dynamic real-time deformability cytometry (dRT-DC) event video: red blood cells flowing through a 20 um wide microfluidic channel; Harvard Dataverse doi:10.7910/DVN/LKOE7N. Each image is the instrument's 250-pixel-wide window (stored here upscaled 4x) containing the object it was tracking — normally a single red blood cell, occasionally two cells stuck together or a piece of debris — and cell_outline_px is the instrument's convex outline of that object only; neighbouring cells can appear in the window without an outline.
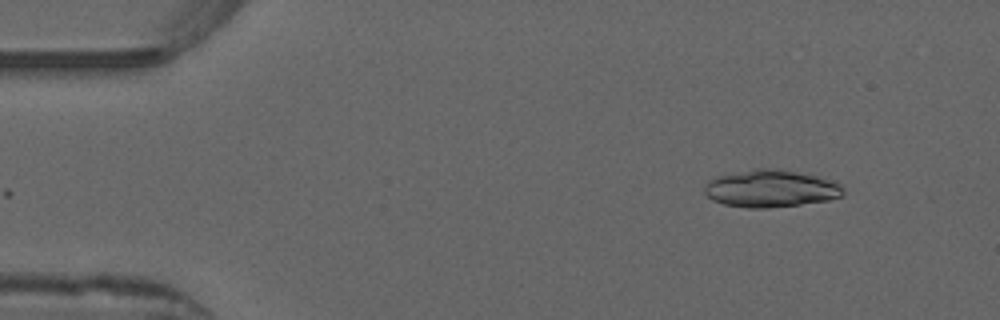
{"species": "common noctule bat (a hibernating species)", "species_latin": "Nyctalus noctula", "temperature_condition": "warm", "stored_images_in_passage": 9, "camera_frame_rate_fps": 3000, "um_per_image_px": 0.085, "animal": {"sex": "male", "forearm_length_mm": 52.5}, "frame": {"image": 1, "passage_image": 1, "time_ms": 0.0, "image_size_px": [1000, 320], "cell_outline_px": [[844, 196], [828, 200], [800, 204], [768, 208], [748, 208], [724, 204], [712, 200], [704, 192], [704, 184], [712, 176], [760, 168], [768, 168], [796, 172], [836, 180], [844, 188]], "centroid_in_image_um": [65.51, 16.03], "position_along_channel_um": 19.5, "area_um2": 30.35}}